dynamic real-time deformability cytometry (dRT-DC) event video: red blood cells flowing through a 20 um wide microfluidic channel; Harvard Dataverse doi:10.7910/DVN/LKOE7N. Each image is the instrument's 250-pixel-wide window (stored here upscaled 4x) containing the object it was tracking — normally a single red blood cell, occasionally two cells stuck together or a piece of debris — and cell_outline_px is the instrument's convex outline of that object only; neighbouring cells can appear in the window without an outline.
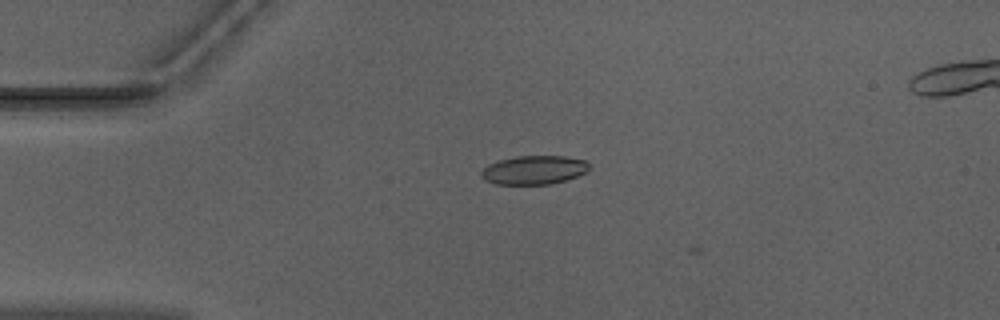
{"species": "Egyptian fruit bat (a non-hibernating species)", "species_latin": "Rousettus aegyptiacus", "temperature_condition": "warm", "stored_images_in_passage": 4, "camera_frame_rate_fps": 3000, "um_per_image_px": 0.085, "animal": {"sex": "male"}, "frame": {"image": 1, "passage_image": 3, "time_ms": 0.667, "image_size_px": [1000, 320], "cell_outline_px": [[588, 168], [584, 172], [576, 176], [564, 180], [548, 184], [496, 184], [480, 176], [480, 172], [488, 164], [500, 160], [516, 156], [564, 156], [584, 160], [588, 164]], "centroid_in_image_um": [45.35, 14.44], "position_along_channel_um": 39.7, "area_um2": 17.74}}